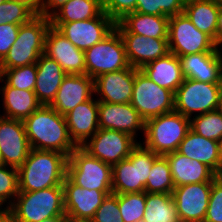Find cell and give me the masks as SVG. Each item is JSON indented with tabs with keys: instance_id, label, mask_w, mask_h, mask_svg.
<instances>
[{
	"instance_id": "obj_1",
	"label": "cell",
	"mask_w": 222,
	"mask_h": 222,
	"mask_svg": "<svg viewBox=\"0 0 222 222\" xmlns=\"http://www.w3.org/2000/svg\"><path fill=\"white\" fill-rule=\"evenodd\" d=\"M23 123L32 149L57 151L69 157L77 148L69 136L65 116L50 105H41Z\"/></svg>"
},
{
	"instance_id": "obj_2",
	"label": "cell",
	"mask_w": 222,
	"mask_h": 222,
	"mask_svg": "<svg viewBox=\"0 0 222 222\" xmlns=\"http://www.w3.org/2000/svg\"><path fill=\"white\" fill-rule=\"evenodd\" d=\"M68 157L57 151L30 149L18 168L19 192H34L63 184Z\"/></svg>"
},
{
	"instance_id": "obj_3",
	"label": "cell",
	"mask_w": 222,
	"mask_h": 222,
	"mask_svg": "<svg viewBox=\"0 0 222 222\" xmlns=\"http://www.w3.org/2000/svg\"><path fill=\"white\" fill-rule=\"evenodd\" d=\"M17 200L4 208L15 222H40L50 217H66L63 185L34 192H19Z\"/></svg>"
},
{
	"instance_id": "obj_4",
	"label": "cell",
	"mask_w": 222,
	"mask_h": 222,
	"mask_svg": "<svg viewBox=\"0 0 222 222\" xmlns=\"http://www.w3.org/2000/svg\"><path fill=\"white\" fill-rule=\"evenodd\" d=\"M50 26L49 17L40 15L20 25L17 39L0 62V69H12L36 63L44 53L45 39Z\"/></svg>"
},
{
	"instance_id": "obj_5",
	"label": "cell",
	"mask_w": 222,
	"mask_h": 222,
	"mask_svg": "<svg viewBox=\"0 0 222 222\" xmlns=\"http://www.w3.org/2000/svg\"><path fill=\"white\" fill-rule=\"evenodd\" d=\"M158 156L139 143L128 158L112 166V192L114 194L145 192L147 178Z\"/></svg>"
},
{
	"instance_id": "obj_6",
	"label": "cell",
	"mask_w": 222,
	"mask_h": 222,
	"mask_svg": "<svg viewBox=\"0 0 222 222\" xmlns=\"http://www.w3.org/2000/svg\"><path fill=\"white\" fill-rule=\"evenodd\" d=\"M190 120L176 111L162 114L145 121V145L157 155L178 150L190 128Z\"/></svg>"
},
{
	"instance_id": "obj_7",
	"label": "cell",
	"mask_w": 222,
	"mask_h": 222,
	"mask_svg": "<svg viewBox=\"0 0 222 222\" xmlns=\"http://www.w3.org/2000/svg\"><path fill=\"white\" fill-rule=\"evenodd\" d=\"M66 176L82 188L112 191V166L92 157L81 147L68 157Z\"/></svg>"
},
{
	"instance_id": "obj_8",
	"label": "cell",
	"mask_w": 222,
	"mask_h": 222,
	"mask_svg": "<svg viewBox=\"0 0 222 222\" xmlns=\"http://www.w3.org/2000/svg\"><path fill=\"white\" fill-rule=\"evenodd\" d=\"M85 53V74L90 78L128 68L123 39L115 28L107 37L96 43Z\"/></svg>"
},
{
	"instance_id": "obj_9",
	"label": "cell",
	"mask_w": 222,
	"mask_h": 222,
	"mask_svg": "<svg viewBox=\"0 0 222 222\" xmlns=\"http://www.w3.org/2000/svg\"><path fill=\"white\" fill-rule=\"evenodd\" d=\"M174 101L172 91L157 85L140 69L136 71L130 104L144 121L173 112Z\"/></svg>"
},
{
	"instance_id": "obj_10",
	"label": "cell",
	"mask_w": 222,
	"mask_h": 222,
	"mask_svg": "<svg viewBox=\"0 0 222 222\" xmlns=\"http://www.w3.org/2000/svg\"><path fill=\"white\" fill-rule=\"evenodd\" d=\"M222 83H205L185 78L175 92L174 111L191 118L194 112L205 114L218 106Z\"/></svg>"
},
{
	"instance_id": "obj_11",
	"label": "cell",
	"mask_w": 222,
	"mask_h": 222,
	"mask_svg": "<svg viewBox=\"0 0 222 222\" xmlns=\"http://www.w3.org/2000/svg\"><path fill=\"white\" fill-rule=\"evenodd\" d=\"M168 43L170 52L178 57L217 48L214 40L199 31L184 13L169 17Z\"/></svg>"
},
{
	"instance_id": "obj_12",
	"label": "cell",
	"mask_w": 222,
	"mask_h": 222,
	"mask_svg": "<svg viewBox=\"0 0 222 222\" xmlns=\"http://www.w3.org/2000/svg\"><path fill=\"white\" fill-rule=\"evenodd\" d=\"M138 144L132 136L124 132L99 129L81 148L92 157L113 166L128 158Z\"/></svg>"
},
{
	"instance_id": "obj_13",
	"label": "cell",
	"mask_w": 222,
	"mask_h": 222,
	"mask_svg": "<svg viewBox=\"0 0 222 222\" xmlns=\"http://www.w3.org/2000/svg\"><path fill=\"white\" fill-rule=\"evenodd\" d=\"M78 49L85 51L107 37L116 26V22L104 11L97 17L67 23H51Z\"/></svg>"
},
{
	"instance_id": "obj_14",
	"label": "cell",
	"mask_w": 222,
	"mask_h": 222,
	"mask_svg": "<svg viewBox=\"0 0 222 222\" xmlns=\"http://www.w3.org/2000/svg\"><path fill=\"white\" fill-rule=\"evenodd\" d=\"M212 182L175 187L172 197L181 222H204Z\"/></svg>"
},
{
	"instance_id": "obj_15",
	"label": "cell",
	"mask_w": 222,
	"mask_h": 222,
	"mask_svg": "<svg viewBox=\"0 0 222 222\" xmlns=\"http://www.w3.org/2000/svg\"><path fill=\"white\" fill-rule=\"evenodd\" d=\"M62 185L67 220H91L106 196L113 193L82 188L67 176Z\"/></svg>"
},
{
	"instance_id": "obj_16",
	"label": "cell",
	"mask_w": 222,
	"mask_h": 222,
	"mask_svg": "<svg viewBox=\"0 0 222 222\" xmlns=\"http://www.w3.org/2000/svg\"><path fill=\"white\" fill-rule=\"evenodd\" d=\"M0 149L3 164L19 168L30 152L23 120L0 116Z\"/></svg>"
},
{
	"instance_id": "obj_17",
	"label": "cell",
	"mask_w": 222,
	"mask_h": 222,
	"mask_svg": "<svg viewBox=\"0 0 222 222\" xmlns=\"http://www.w3.org/2000/svg\"><path fill=\"white\" fill-rule=\"evenodd\" d=\"M44 54L54 59L66 74H85V53L73 45L56 28L50 26Z\"/></svg>"
},
{
	"instance_id": "obj_18",
	"label": "cell",
	"mask_w": 222,
	"mask_h": 222,
	"mask_svg": "<svg viewBox=\"0 0 222 222\" xmlns=\"http://www.w3.org/2000/svg\"><path fill=\"white\" fill-rule=\"evenodd\" d=\"M137 70V68L129 66L123 70L96 77L94 79V93L97 92L102 96L98 101L114 104L130 103Z\"/></svg>"
},
{
	"instance_id": "obj_19",
	"label": "cell",
	"mask_w": 222,
	"mask_h": 222,
	"mask_svg": "<svg viewBox=\"0 0 222 222\" xmlns=\"http://www.w3.org/2000/svg\"><path fill=\"white\" fill-rule=\"evenodd\" d=\"M94 79L86 74H67L50 106L65 116L80 103L92 98Z\"/></svg>"
},
{
	"instance_id": "obj_20",
	"label": "cell",
	"mask_w": 222,
	"mask_h": 222,
	"mask_svg": "<svg viewBox=\"0 0 222 222\" xmlns=\"http://www.w3.org/2000/svg\"><path fill=\"white\" fill-rule=\"evenodd\" d=\"M98 115L99 129L117 130L133 138L136 136V131H144L145 121L130 103L99 102Z\"/></svg>"
},
{
	"instance_id": "obj_21",
	"label": "cell",
	"mask_w": 222,
	"mask_h": 222,
	"mask_svg": "<svg viewBox=\"0 0 222 222\" xmlns=\"http://www.w3.org/2000/svg\"><path fill=\"white\" fill-rule=\"evenodd\" d=\"M129 65L141 69L144 65L168 53V39H156L132 33H120Z\"/></svg>"
},
{
	"instance_id": "obj_22",
	"label": "cell",
	"mask_w": 222,
	"mask_h": 222,
	"mask_svg": "<svg viewBox=\"0 0 222 222\" xmlns=\"http://www.w3.org/2000/svg\"><path fill=\"white\" fill-rule=\"evenodd\" d=\"M185 78L205 83H222V53L218 47L212 52L179 57Z\"/></svg>"
},
{
	"instance_id": "obj_23",
	"label": "cell",
	"mask_w": 222,
	"mask_h": 222,
	"mask_svg": "<svg viewBox=\"0 0 222 222\" xmlns=\"http://www.w3.org/2000/svg\"><path fill=\"white\" fill-rule=\"evenodd\" d=\"M98 107L99 101L91 98L65 115L69 136L77 147L99 130Z\"/></svg>"
},
{
	"instance_id": "obj_24",
	"label": "cell",
	"mask_w": 222,
	"mask_h": 222,
	"mask_svg": "<svg viewBox=\"0 0 222 222\" xmlns=\"http://www.w3.org/2000/svg\"><path fill=\"white\" fill-rule=\"evenodd\" d=\"M164 156L169 162L175 187L193 183L213 182L217 177L208 166L197 160H191L178 151Z\"/></svg>"
},
{
	"instance_id": "obj_25",
	"label": "cell",
	"mask_w": 222,
	"mask_h": 222,
	"mask_svg": "<svg viewBox=\"0 0 222 222\" xmlns=\"http://www.w3.org/2000/svg\"><path fill=\"white\" fill-rule=\"evenodd\" d=\"M37 79L34 92L42 105H50L67 75L62 67L44 53L36 62Z\"/></svg>"
},
{
	"instance_id": "obj_26",
	"label": "cell",
	"mask_w": 222,
	"mask_h": 222,
	"mask_svg": "<svg viewBox=\"0 0 222 222\" xmlns=\"http://www.w3.org/2000/svg\"><path fill=\"white\" fill-rule=\"evenodd\" d=\"M119 33H132L156 39H168L169 17L131 12L116 22Z\"/></svg>"
},
{
	"instance_id": "obj_27",
	"label": "cell",
	"mask_w": 222,
	"mask_h": 222,
	"mask_svg": "<svg viewBox=\"0 0 222 222\" xmlns=\"http://www.w3.org/2000/svg\"><path fill=\"white\" fill-rule=\"evenodd\" d=\"M177 151L191 160L205 164L217 176H220L218 141L204 138L190 129Z\"/></svg>"
},
{
	"instance_id": "obj_28",
	"label": "cell",
	"mask_w": 222,
	"mask_h": 222,
	"mask_svg": "<svg viewBox=\"0 0 222 222\" xmlns=\"http://www.w3.org/2000/svg\"><path fill=\"white\" fill-rule=\"evenodd\" d=\"M140 70L157 85L172 91L174 94L185 79L179 57L171 52L149 62Z\"/></svg>"
},
{
	"instance_id": "obj_29",
	"label": "cell",
	"mask_w": 222,
	"mask_h": 222,
	"mask_svg": "<svg viewBox=\"0 0 222 222\" xmlns=\"http://www.w3.org/2000/svg\"><path fill=\"white\" fill-rule=\"evenodd\" d=\"M219 8L216 0H185L183 11L199 31L214 40L216 46Z\"/></svg>"
},
{
	"instance_id": "obj_30",
	"label": "cell",
	"mask_w": 222,
	"mask_h": 222,
	"mask_svg": "<svg viewBox=\"0 0 222 222\" xmlns=\"http://www.w3.org/2000/svg\"><path fill=\"white\" fill-rule=\"evenodd\" d=\"M0 90L3 92V108L6 111L2 117L24 120L42 105L34 91L19 90L6 82Z\"/></svg>"
},
{
	"instance_id": "obj_31",
	"label": "cell",
	"mask_w": 222,
	"mask_h": 222,
	"mask_svg": "<svg viewBox=\"0 0 222 222\" xmlns=\"http://www.w3.org/2000/svg\"><path fill=\"white\" fill-rule=\"evenodd\" d=\"M103 12L102 0H68L49 17L50 23L83 21Z\"/></svg>"
},
{
	"instance_id": "obj_32",
	"label": "cell",
	"mask_w": 222,
	"mask_h": 222,
	"mask_svg": "<svg viewBox=\"0 0 222 222\" xmlns=\"http://www.w3.org/2000/svg\"><path fill=\"white\" fill-rule=\"evenodd\" d=\"M144 222H181L172 194L146 193Z\"/></svg>"
},
{
	"instance_id": "obj_33",
	"label": "cell",
	"mask_w": 222,
	"mask_h": 222,
	"mask_svg": "<svg viewBox=\"0 0 222 222\" xmlns=\"http://www.w3.org/2000/svg\"><path fill=\"white\" fill-rule=\"evenodd\" d=\"M174 188L169 162L165 156L159 155L147 178L145 192L172 194Z\"/></svg>"
},
{
	"instance_id": "obj_34",
	"label": "cell",
	"mask_w": 222,
	"mask_h": 222,
	"mask_svg": "<svg viewBox=\"0 0 222 222\" xmlns=\"http://www.w3.org/2000/svg\"><path fill=\"white\" fill-rule=\"evenodd\" d=\"M194 117L190 120L192 131L207 139L216 141L222 139V116L216 110Z\"/></svg>"
},
{
	"instance_id": "obj_35",
	"label": "cell",
	"mask_w": 222,
	"mask_h": 222,
	"mask_svg": "<svg viewBox=\"0 0 222 222\" xmlns=\"http://www.w3.org/2000/svg\"><path fill=\"white\" fill-rule=\"evenodd\" d=\"M146 192L118 194V207L123 222H137L144 217Z\"/></svg>"
},
{
	"instance_id": "obj_36",
	"label": "cell",
	"mask_w": 222,
	"mask_h": 222,
	"mask_svg": "<svg viewBox=\"0 0 222 222\" xmlns=\"http://www.w3.org/2000/svg\"><path fill=\"white\" fill-rule=\"evenodd\" d=\"M1 75L5 78V82L19 90L34 91L37 79L36 63L15 67L12 69H0Z\"/></svg>"
},
{
	"instance_id": "obj_37",
	"label": "cell",
	"mask_w": 222,
	"mask_h": 222,
	"mask_svg": "<svg viewBox=\"0 0 222 222\" xmlns=\"http://www.w3.org/2000/svg\"><path fill=\"white\" fill-rule=\"evenodd\" d=\"M185 0H137L135 12L157 16L183 13Z\"/></svg>"
},
{
	"instance_id": "obj_38",
	"label": "cell",
	"mask_w": 222,
	"mask_h": 222,
	"mask_svg": "<svg viewBox=\"0 0 222 222\" xmlns=\"http://www.w3.org/2000/svg\"><path fill=\"white\" fill-rule=\"evenodd\" d=\"M36 15L24 4L13 0H5L0 4V25L28 23Z\"/></svg>"
},
{
	"instance_id": "obj_39",
	"label": "cell",
	"mask_w": 222,
	"mask_h": 222,
	"mask_svg": "<svg viewBox=\"0 0 222 222\" xmlns=\"http://www.w3.org/2000/svg\"><path fill=\"white\" fill-rule=\"evenodd\" d=\"M10 167V169H9ZM0 165V207L19 193L18 168ZM8 168V169H7ZM1 210V209H0Z\"/></svg>"
},
{
	"instance_id": "obj_40",
	"label": "cell",
	"mask_w": 222,
	"mask_h": 222,
	"mask_svg": "<svg viewBox=\"0 0 222 222\" xmlns=\"http://www.w3.org/2000/svg\"><path fill=\"white\" fill-rule=\"evenodd\" d=\"M204 222H222V175L212 182Z\"/></svg>"
},
{
	"instance_id": "obj_41",
	"label": "cell",
	"mask_w": 222,
	"mask_h": 222,
	"mask_svg": "<svg viewBox=\"0 0 222 222\" xmlns=\"http://www.w3.org/2000/svg\"><path fill=\"white\" fill-rule=\"evenodd\" d=\"M92 222H123L118 207V194L111 193L106 196L98 207Z\"/></svg>"
},
{
	"instance_id": "obj_42",
	"label": "cell",
	"mask_w": 222,
	"mask_h": 222,
	"mask_svg": "<svg viewBox=\"0 0 222 222\" xmlns=\"http://www.w3.org/2000/svg\"><path fill=\"white\" fill-rule=\"evenodd\" d=\"M137 0H102L103 11L115 22L135 12Z\"/></svg>"
},
{
	"instance_id": "obj_43",
	"label": "cell",
	"mask_w": 222,
	"mask_h": 222,
	"mask_svg": "<svg viewBox=\"0 0 222 222\" xmlns=\"http://www.w3.org/2000/svg\"><path fill=\"white\" fill-rule=\"evenodd\" d=\"M18 24L0 25V62L5 58L18 36Z\"/></svg>"
},
{
	"instance_id": "obj_44",
	"label": "cell",
	"mask_w": 222,
	"mask_h": 222,
	"mask_svg": "<svg viewBox=\"0 0 222 222\" xmlns=\"http://www.w3.org/2000/svg\"><path fill=\"white\" fill-rule=\"evenodd\" d=\"M67 1L68 0H41L40 16L50 17L55 12V9L58 10Z\"/></svg>"
},
{
	"instance_id": "obj_45",
	"label": "cell",
	"mask_w": 222,
	"mask_h": 222,
	"mask_svg": "<svg viewBox=\"0 0 222 222\" xmlns=\"http://www.w3.org/2000/svg\"><path fill=\"white\" fill-rule=\"evenodd\" d=\"M27 6L35 15H40L41 0H13Z\"/></svg>"
},
{
	"instance_id": "obj_46",
	"label": "cell",
	"mask_w": 222,
	"mask_h": 222,
	"mask_svg": "<svg viewBox=\"0 0 222 222\" xmlns=\"http://www.w3.org/2000/svg\"><path fill=\"white\" fill-rule=\"evenodd\" d=\"M222 44V5H220L217 24V47Z\"/></svg>"
},
{
	"instance_id": "obj_47",
	"label": "cell",
	"mask_w": 222,
	"mask_h": 222,
	"mask_svg": "<svg viewBox=\"0 0 222 222\" xmlns=\"http://www.w3.org/2000/svg\"><path fill=\"white\" fill-rule=\"evenodd\" d=\"M0 222H15L13 216L8 210H0Z\"/></svg>"
},
{
	"instance_id": "obj_48",
	"label": "cell",
	"mask_w": 222,
	"mask_h": 222,
	"mask_svg": "<svg viewBox=\"0 0 222 222\" xmlns=\"http://www.w3.org/2000/svg\"><path fill=\"white\" fill-rule=\"evenodd\" d=\"M40 222H68L67 217H50Z\"/></svg>"
},
{
	"instance_id": "obj_49",
	"label": "cell",
	"mask_w": 222,
	"mask_h": 222,
	"mask_svg": "<svg viewBox=\"0 0 222 222\" xmlns=\"http://www.w3.org/2000/svg\"><path fill=\"white\" fill-rule=\"evenodd\" d=\"M219 158H220V175H222V139L218 141Z\"/></svg>"
},
{
	"instance_id": "obj_50",
	"label": "cell",
	"mask_w": 222,
	"mask_h": 222,
	"mask_svg": "<svg viewBox=\"0 0 222 222\" xmlns=\"http://www.w3.org/2000/svg\"><path fill=\"white\" fill-rule=\"evenodd\" d=\"M216 111L222 116V89L220 90L219 101Z\"/></svg>"
},
{
	"instance_id": "obj_51",
	"label": "cell",
	"mask_w": 222,
	"mask_h": 222,
	"mask_svg": "<svg viewBox=\"0 0 222 222\" xmlns=\"http://www.w3.org/2000/svg\"><path fill=\"white\" fill-rule=\"evenodd\" d=\"M68 222H92L91 220H68Z\"/></svg>"
},
{
	"instance_id": "obj_52",
	"label": "cell",
	"mask_w": 222,
	"mask_h": 222,
	"mask_svg": "<svg viewBox=\"0 0 222 222\" xmlns=\"http://www.w3.org/2000/svg\"><path fill=\"white\" fill-rule=\"evenodd\" d=\"M0 165H4L3 164V157H2V154H1V149H0Z\"/></svg>"
},
{
	"instance_id": "obj_53",
	"label": "cell",
	"mask_w": 222,
	"mask_h": 222,
	"mask_svg": "<svg viewBox=\"0 0 222 222\" xmlns=\"http://www.w3.org/2000/svg\"><path fill=\"white\" fill-rule=\"evenodd\" d=\"M220 5H222V0H216Z\"/></svg>"
},
{
	"instance_id": "obj_54",
	"label": "cell",
	"mask_w": 222,
	"mask_h": 222,
	"mask_svg": "<svg viewBox=\"0 0 222 222\" xmlns=\"http://www.w3.org/2000/svg\"><path fill=\"white\" fill-rule=\"evenodd\" d=\"M0 80H1V82H3V78H2V75H1V71H0Z\"/></svg>"
}]
</instances>
